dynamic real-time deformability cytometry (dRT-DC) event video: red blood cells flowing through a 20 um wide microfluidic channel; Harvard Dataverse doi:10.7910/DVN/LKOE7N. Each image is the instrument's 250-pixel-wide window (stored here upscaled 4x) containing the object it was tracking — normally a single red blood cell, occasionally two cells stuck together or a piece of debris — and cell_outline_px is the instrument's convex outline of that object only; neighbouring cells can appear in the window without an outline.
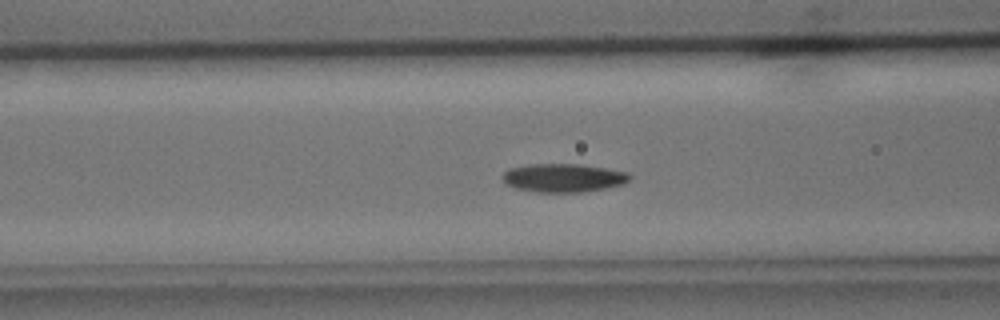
{"species": "common noctule bat (a hibernating species)", "species_latin": "Nyctalus noctula", "temperature_condition": "cold", "stored_images_in_passage": 42, "camera_frame_rate_fps": 3000, "um_per_image_px": 0.085, "animal": {"sex": "male", "body_mass_g": 15.6}, "frame": {"image": 1, "passage_image": 15, "time_ms": 4.667, "image_size_px": [1000, 320], "cell_outline_px": [[632, 176], [624, 184], [608, 188], [580, 192], [536, 192], [516, 188], [504, 184], [500, 176], [508, 168], [528, 164], [580, 164], [628, 172]], "centroid_in_image_um": [47.85, 15.12], "position_along_channel_um": 118.8, "area_um2": 21.33}}
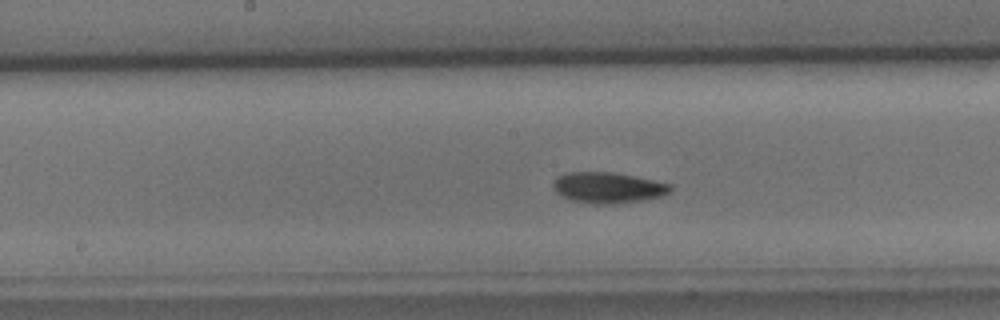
{"frame": {"image": 2, "passage_image": 21, "time_ms": 6.667, "image_size_px": [1000, 320], "cell_outline_px": [[672, 188], [664, 196], [640, 200], [612, 204], [596, 204], [572, 200], [556, 192], [552, 188], [552, 184], [556, 176], [568, 172], [612, 172], [636, 176], [672, 184]], "centroid_in_image_um": [51.67, 15.94], "position_along_channel_um": 196.5, "area_um2": 21.1}}
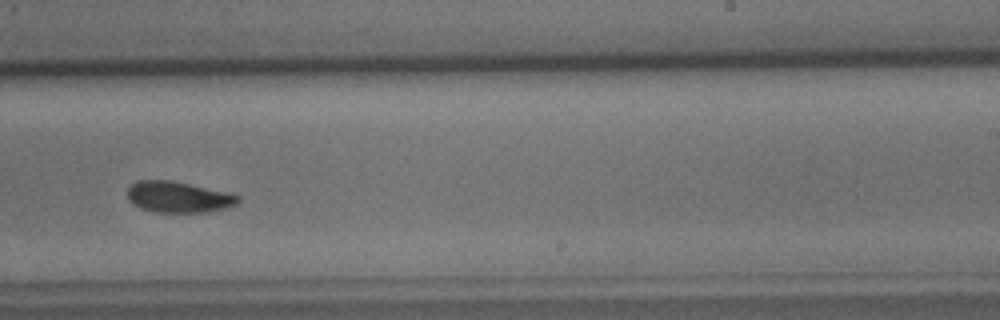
{"frame": {"image": 3, "passage_image": 27, "time_ms": 8.667, "image_size_px": [1000, 320], "cell_outline_px": [[240, 200], [236, 204], [224, 208], [208, 212], [156, 212], [140, 208], [132, 204], [128, 200], [128, 188], [136, 180], [168, 180], [188, 184], [224, 192], [240, 196]], "centroid_in_image_um": [15.11, 16.75], "position_along_channel_um": 273.9, "area_um2": 19.77}, "authors_computed_cell_mechanics": {"area_um2": 20.3456, "velocity_mm_per_s": 3.8844, "shape_relaxation_time_tau1_ms": 4.0174, "shape_relaxation_time_tau2_ms": 9.496, "deformation_change_tau1": 0.1076, "deformation_change_tau2": 0.1365}}